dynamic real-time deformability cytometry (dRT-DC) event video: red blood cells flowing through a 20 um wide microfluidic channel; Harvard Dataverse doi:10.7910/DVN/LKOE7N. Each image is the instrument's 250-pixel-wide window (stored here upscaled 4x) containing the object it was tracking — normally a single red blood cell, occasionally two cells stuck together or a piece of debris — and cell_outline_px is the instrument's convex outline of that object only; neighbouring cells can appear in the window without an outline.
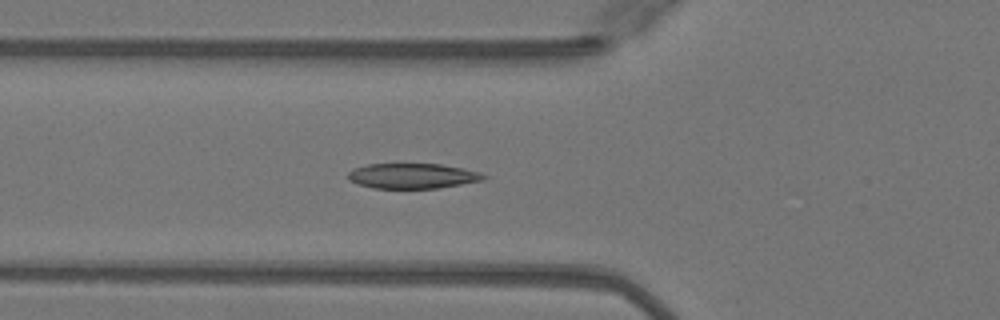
{"species": "Egyptian fruit bat (a non-hibernating species)", "species_latin": "Rousettus aegyptiacus", "temperature_condition": "warm", "stored_images_in_passage": 38, "camera_frame_rate_fps": 3000, "um_per_image_px": 0.085, "animal": {"sex": "female"}, "frame": {"image": 1, "passage_image": 6, "time_ms": 1.667, "image_size_px": [1000, 320], "cell_outline_px": [[488, 176], [484, 180], [440, 188], [372, 188], [356, 184], [348, 180], [348, 172], [352, 168], [368, 164], [440, 164], [480, 172]], "centroid_in_image_um": [35.03, 14.96], "position_along_channel_um": 90.8, "area_um2": 20.0}}
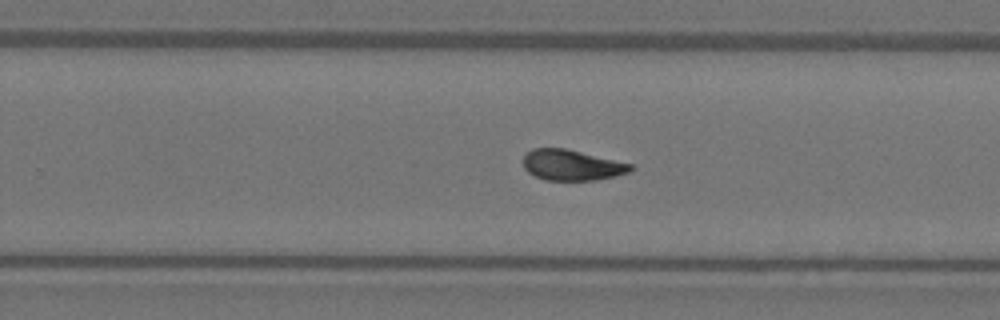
{"frame": {"image": 2, "passage_image": 20, "time_ms": 6.333, "image_size_px": [1000, 320], "cell_outline_px": [[636, 168], [632, 172], [616, 176], [596, 180], [544, 180], [528, 172], [524, 168], [524, 156], [532, 148], [564, 148], [632, 164]], "centroid_in_image_um": [48.64, 14.04], "position_along_channel_um": 281.2, "area_um2": 19.19}}
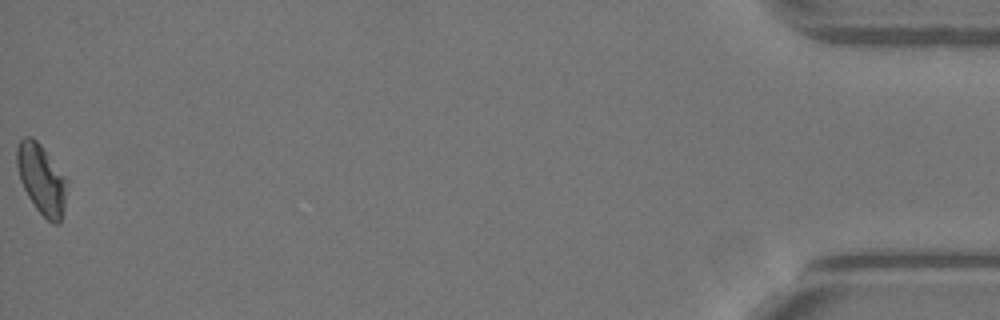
{"frame": {"image": 3, "passage_image": 38, "time_ms": 12.333, "image_size_px": [1000, 320], "cell_outline_px": [[68, 184], [64, 208], [60, 224], [52, 224], [36, 208], [28, 196], [20, 180], [16, 164], [16, 144], [24, 136], [32, 136], [40, 144], [68, 180]], "centroid_in_image_um": [3.53, 15.22], "position_along_channel_um": 431.7, "area_um2": 20.52}, "authors_computed_cell_mechanics": {"area_um2": 19.941, "velocity_mm_per_s": 4.0794, "shape_relaxation_time_tau1_ms": 6.564, "shape_relaxation_time_tau2_ms": 2.2616, "deformation_change_tau1": 0.2101, "deformation_change_tau2": 0.0761}}